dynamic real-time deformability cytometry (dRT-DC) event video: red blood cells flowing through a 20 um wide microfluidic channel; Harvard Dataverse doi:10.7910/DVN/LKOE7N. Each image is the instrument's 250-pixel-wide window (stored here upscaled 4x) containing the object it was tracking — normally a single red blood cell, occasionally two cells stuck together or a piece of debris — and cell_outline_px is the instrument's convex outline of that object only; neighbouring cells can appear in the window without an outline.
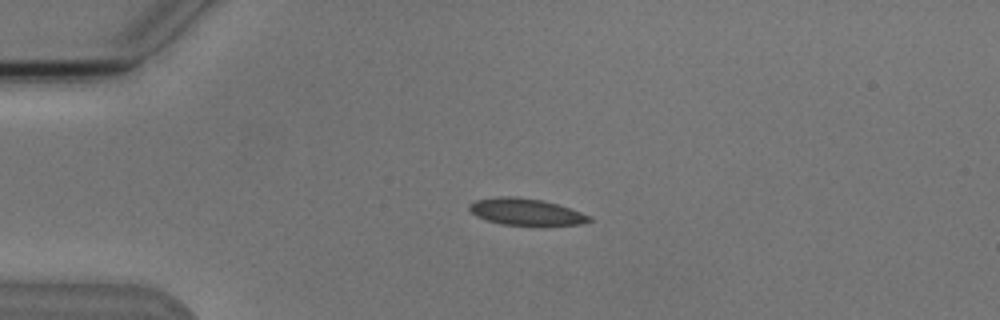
{"species": "Egyptian fruit bat (a non-hibernating species)", "species_latin": "Rousettus aegyptiacus", "temperature_condition": "cold", "stored_images_in_passage": 2, "camera_frame_rate_fps": 3000, "um_per_image_px": 0.085, "animal": {"sex": "male"}, "frame": {"image": 1, "passage_image": 1, "time_ms": 0.0, "image_size_px": [1000, 320], "cell_outline_px": [[592, 220], [580, 224], [544, 228], [500, 224], [476, 216], [468, 208], [468, 204], [472, 200], [496, 196], [516, 196], [544, 200], [592, 216]], "centroid_in_image_um": [44.71, 18.04], "position_along_channel_um": 40.3, "area_um2": 19.59}}